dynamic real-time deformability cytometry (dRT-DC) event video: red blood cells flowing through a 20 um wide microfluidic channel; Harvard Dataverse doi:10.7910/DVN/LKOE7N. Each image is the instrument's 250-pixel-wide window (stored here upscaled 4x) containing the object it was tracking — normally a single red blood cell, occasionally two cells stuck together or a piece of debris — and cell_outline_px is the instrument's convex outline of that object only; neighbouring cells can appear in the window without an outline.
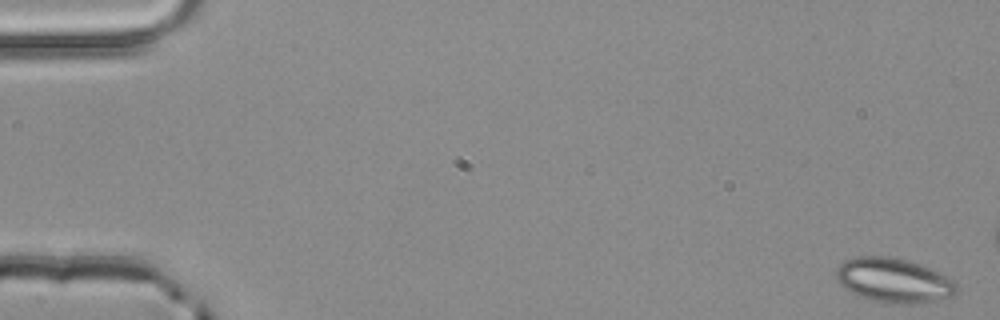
{"species": "common noctule bat (a hibernating species)", "species_latin": "Nyctalus noctula", "temperature_condition": "room temperature", "stored_images_in_passage": 4, "camera_frame_rate_fps": 3000, "um_per_image_px": 0.085, "animal": {"sex": "male", "body_mass_g": 20.4}, "frame": {"image": 1, "passage_image": 1, "time_ms": 0.0, "image_size_px": [1000, 320], "cell_outline_px": [[956, 292], [952, 296], [936, 300], [912, 304], [888, 304], [868, 300], [844, 288], [836, 280], [836, 268], [844, 260], [856, 256], [884, 256], [904, 260], [940, 272], [948, 276], [956, 284]], "centroid_in_image_um": [75.92, 23.85], "position_along_channel_um": 9.1, "area_um2": 31.15}}